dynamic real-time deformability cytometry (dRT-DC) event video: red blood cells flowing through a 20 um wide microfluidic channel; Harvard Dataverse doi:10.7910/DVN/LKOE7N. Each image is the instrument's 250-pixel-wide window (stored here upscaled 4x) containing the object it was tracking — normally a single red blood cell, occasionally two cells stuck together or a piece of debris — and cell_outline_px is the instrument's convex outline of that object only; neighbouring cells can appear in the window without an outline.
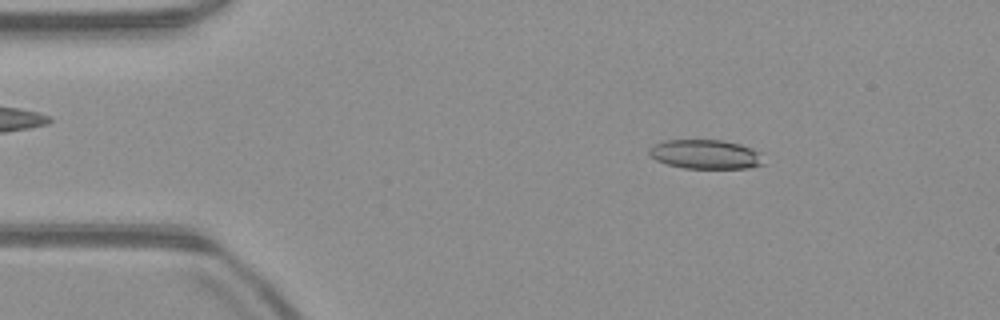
{"species": "common noctule bat (a hibernating species)", "species_latin": "Nyctalus noctula", "temperature_condition": "warm", "stored_images_in_passage": 51, "camera_frame_rate_fps": 3000, "um_per_image_px": 0.085, "animal": {"sex": "male", "body_mass_g": 23.1, "forearm_length_mm": 52.7}, "frame": {"image": 1, "passage_image": 7, "time_ms": 2.0, "image_size_px": [1000, 320], "cell_outline_px": [[764, 164], [748, 168], [684, 168], [668, 164], [656, 160], [648, 156], [648, 148], [652, 144], [664, 140], [724, 140], [740, 144], [752, 148], [756, 152]], "centroid_in_image_um": [59.88, 13.1], "position_along_channel_um": 25.1, "area_um2": 19.48}}
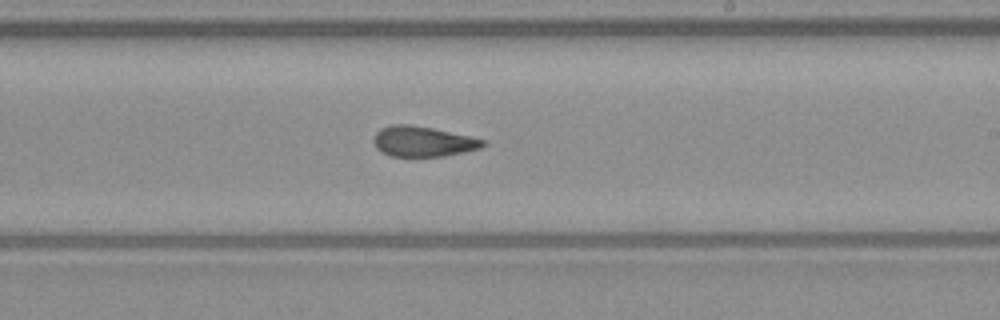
{"frame": {"image": 2, "passage_image": 29, "time_ms": 9.333, "image_size_px": [1000, 320], "cell_outline_px": [[488, 144], [480, 148], [464, 152], [444, 156], [392, 156], [380, 152], [376, 148], [372, 140], [376, 132], [380, 128], [392, 124], [408, 124], [432, 128], [472, 136], [484, 140]], "centroid_in_image_um": [35.94, 12.02], "position_along_channel_um": 253.1, "area_um2": 19.48}}
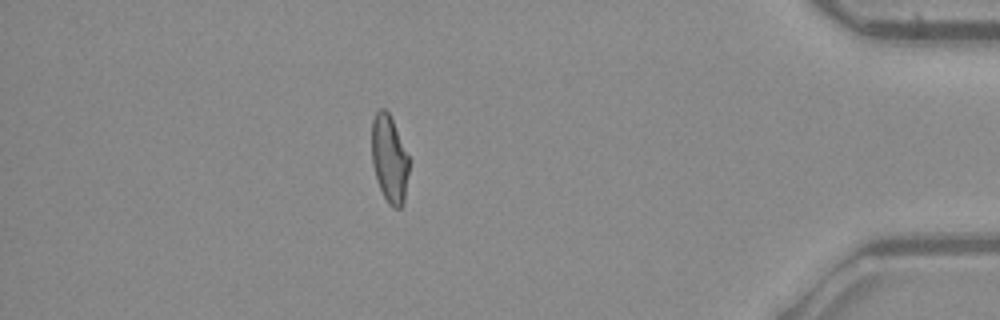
{"frame": {"image": 3, "passage_image": 44, "time_ms": 14.333, "image_size_px": [1000, 320], "cell_outline_px": [[408, 172], [404, 204], [400, 208], [392, 208], [388, 204], [376, 180], [372, 164], [372, 120], [376, 112], [380, 108], [384, 108], [388, 112], [392, 120], [408, 156]], "centroid_in_image_um": [33.08, 13.54], "position_along_channel_um": 402.1, "area_um2": 18.84}, "authors_computed_cell_mechanics": {"area_um2": 20.1722, "velocity_mm_per_s": 3.9708, "shape_relaxation_time_tau1_ms": null, "shape_relaxation_time_tau2_ms": 2.1963, "deformation_change_tau1": null, "deformation_change_tau2": 0.0936}}